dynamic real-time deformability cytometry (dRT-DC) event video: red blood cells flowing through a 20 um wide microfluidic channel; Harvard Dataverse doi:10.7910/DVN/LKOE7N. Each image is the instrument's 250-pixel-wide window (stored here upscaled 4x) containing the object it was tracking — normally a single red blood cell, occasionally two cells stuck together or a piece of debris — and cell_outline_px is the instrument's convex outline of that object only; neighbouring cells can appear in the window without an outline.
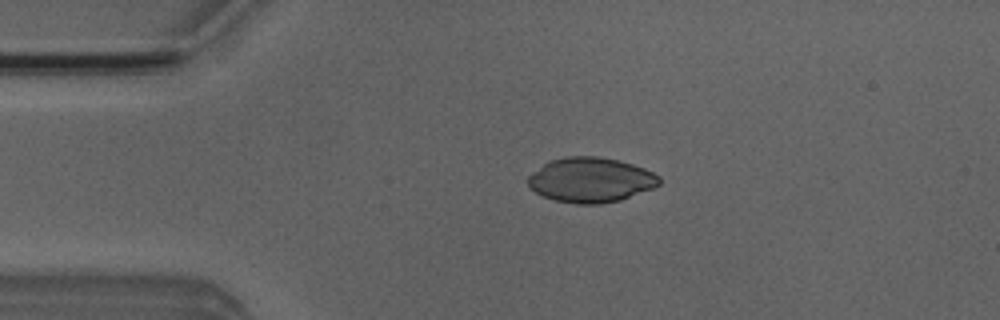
{"species": "Egyptian fruit bat (a non-hibernating species)", "species_latin": "Rousettus aegyptiacus", "temperature_condition": "room temperature", "stored_images_in_passage": 41, "camera_frame_rate_fps": 3000, "um_per_image_px": 0.085, "animal": {"sex": "male"}, "frame": {"image": 1, "passage_image": 1, "time_ms": 0.0, "image_size_px": [1000, 320], "cell_outline_px": [[660, 184], [652, 188], [620, 200], [600, 204], [576, 204], [556, 200], [544, 196], [536, 192], [528, 184], [528, 176], [548, 160], [568, 156], [596, 156], [616, 160], [632, 164], [644, 168], [660, 176]], "centroid_in_image_um": [50.21, 15.29], "position_along_channel_um": 34.8, "area_um2": 34.1}}
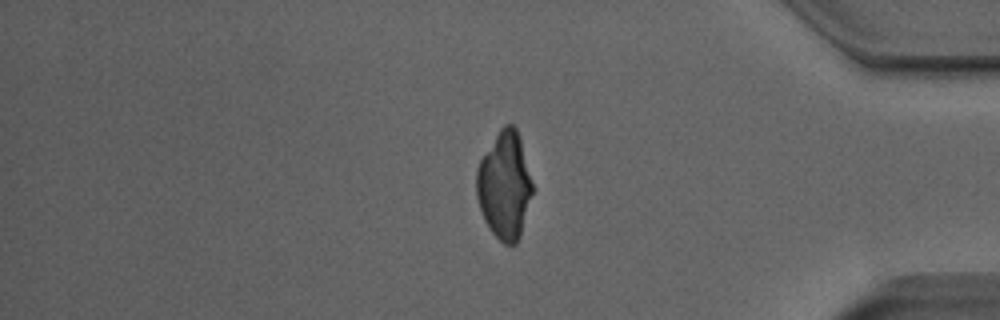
{"frame": {"image": 2, "passage_image": 33, "time_ms": 10.667, "image_size_px": [1000, 320], "cell_outline_px": [[532, 192], [520, 236], [516, 244], [504, 244], [492, 232], [484, 220], [476, 196], [476, 168], [480, 160], [500, 128], [504, 124], [512, 124], [516, 128], [520, 140], [532, 184]], "centroid_in_image_um": [42.86, 15.76], "position_along_channel_um": 392.3, "area_um2": 34.45}}
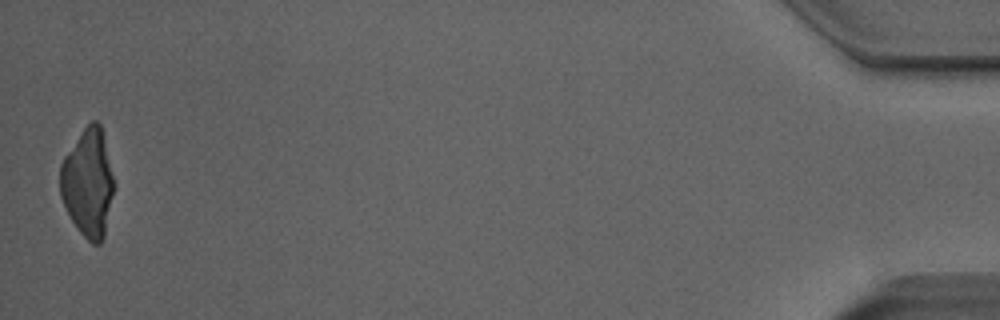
{"frame": {"image": 3, "passage_image": 41, "time_ms": 13.333, "image_size_px": [1000, 320], "cell_outline_px": [[116, 184], [104, 236], [100, 244], [92, 244], [80, 232], [72, 220], [60, 196], [60, 164], [64, 156], [84, 128], [92, 120], [96, 120], [100, 124], [104, 136]], "centroid_in_image_um": [7.51, 15.54], "position_along_channel_um": 427.7, "area_um2": 34.04}}